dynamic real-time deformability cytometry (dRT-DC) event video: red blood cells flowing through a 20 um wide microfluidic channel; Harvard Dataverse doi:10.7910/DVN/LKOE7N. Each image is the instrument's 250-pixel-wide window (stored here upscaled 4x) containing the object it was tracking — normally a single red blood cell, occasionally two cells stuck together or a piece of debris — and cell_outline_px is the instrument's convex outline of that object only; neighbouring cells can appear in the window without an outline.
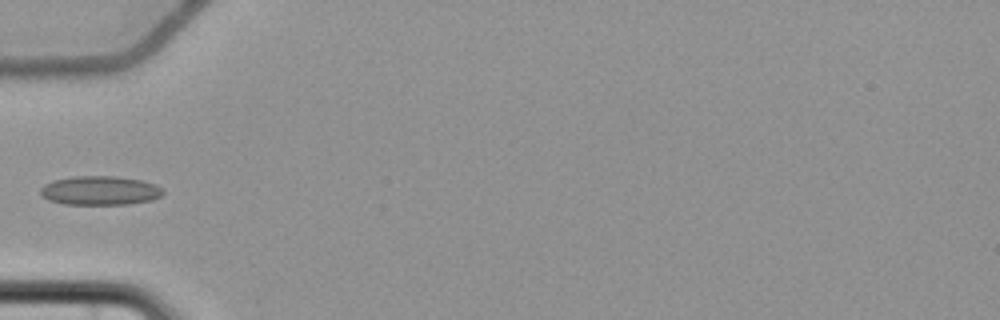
{"species": "common noctule bat (a hibernating species)", "species_latin": "Nyctalus noctula", "temperature_condition": "cold", "stored_images_in_passage": 5, "camera_frame_rate_fps": 3000, "um_per_image_px": 0.085, "animal": {"sex": "female", "body_mass_g": 22.7, "forearm_length_mm": 54.2}, "frame": {"image": 1, "passage_image": 5, "time_ms": 5.667, "image_size_px": [1000, 320], "cell_outline_px": [[164, 192], [160, 196], [152, 200], [128, 204], [64, 204], [48, 200], [40, 192], [40, 188], [44, 184], [52, 180], [72, 176], [116, 176], [140, 180], [156, 184]], "centroid_in_image_um": [8.48, 16.19], "position_along_channel_um": 76.5, "area_um2": 20.75}}